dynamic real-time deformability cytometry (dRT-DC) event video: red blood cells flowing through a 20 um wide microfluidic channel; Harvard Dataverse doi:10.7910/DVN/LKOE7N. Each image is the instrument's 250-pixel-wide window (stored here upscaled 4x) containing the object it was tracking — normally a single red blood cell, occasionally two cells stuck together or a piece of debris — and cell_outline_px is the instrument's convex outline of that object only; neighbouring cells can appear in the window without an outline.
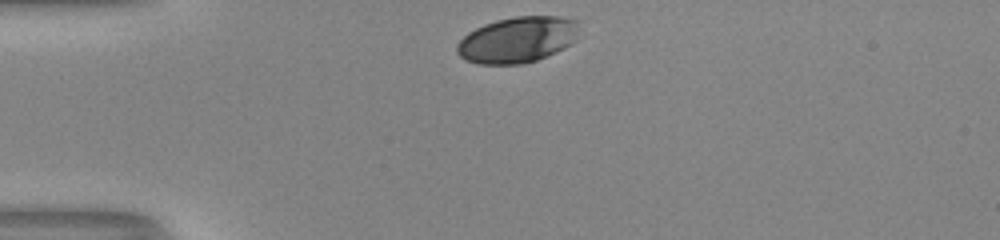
{"species": "human", "species_latin": "Homo sapiens", "temperature_condition": "room temperature", "stored_images_in_passage": 30, "camera_frame_rate_fps": 3000, "um_per_image_px": 0.085, "donor": {"sex": "male"}, "frame": {"image": 1, "passage_image": 1, "time_ms": 0.0, "image_size_px": [1000, 240], "cell_outline_px": [[576, 40], [572, 44], [556, 52], [536, 60], [520, 64], [480, 64], [464, 60], [456, 52], [456, 44], [468, 32], [484, 24], [496, 20], [516, 16], [560, 16], [576, 20]], "centroid_in_image_um": [43.95, 3.38], "position_along_channel_um": 41.0, "area_um2": 32.71}}
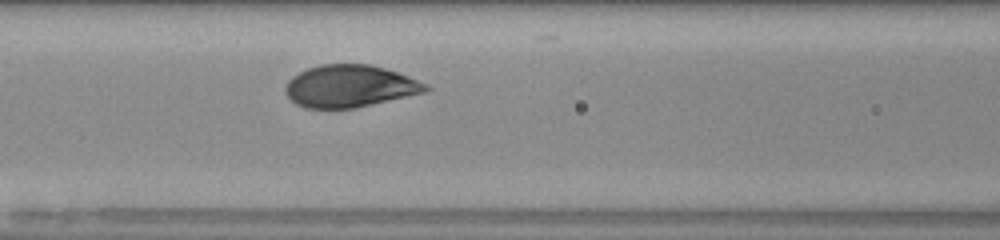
{"frame": {"image": 2, "passage_image": 11, "time_ms": 3.333, "image_size_px": [1000, 240], "cell_outline_px": [[432, 88], [428, 92], [356, 108], [304, 108], [296, 104], [284, 92], [284, 88], [288, 80], [292, 76], [308, 68], [320, 64], [368, 64], [384, 68], [408, 76], [428, 84]], "centroid_in_image_um": [29.75, 7.33], "position_along_channel_um": 136.8, "area_um2": 34.74}}
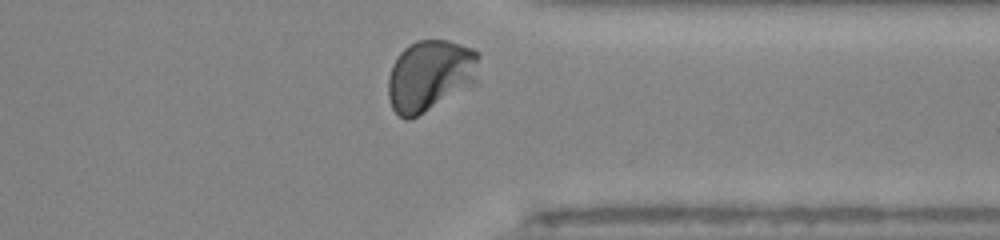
{"frame": {"image": 3, "passage_image": 29, "time_ms": 9.333, "image_size_px": [1000, 240], "cell_outline_px": [[480, 56], [472, 84], [416, 116], [408, 120], [404, 120], [392, 108], [388, 96], [388, 76], [392, 64], [400, 52], [408, 44], [416, 40], [448, 40], [472, 48], [480, 52]], "centroid_in_image_um": [36.51, 6.38], "position_along_channel_um": 374.9, "area_um2": 37.28}, "authors_computed_cell_mechanics": {"area_um2": 35.547, "velocity_mm_per_s": 4.0053, "shape_relaxation_time_tau1_ms": 2.1325, "shape_relaxation_time_tau2_ms": null, "deformation_change_tau1": 0.1211, "deformation_change_tau2": null}}